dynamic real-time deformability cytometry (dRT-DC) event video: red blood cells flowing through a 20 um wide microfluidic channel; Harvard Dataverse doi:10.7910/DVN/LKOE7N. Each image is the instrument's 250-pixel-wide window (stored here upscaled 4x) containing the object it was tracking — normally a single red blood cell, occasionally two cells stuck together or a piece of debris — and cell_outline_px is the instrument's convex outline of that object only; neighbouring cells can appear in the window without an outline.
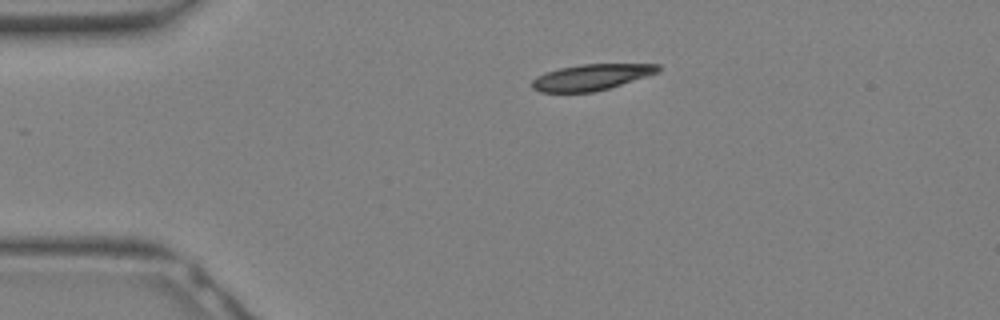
{"species": "Egyptian fruit bat (a non-hibernating species)", "species_latin": "Rousettus aegyptiacus", "temperature_condition": "warm", "stored_images_in_passage": 16, "camera_frame_rate_fps": 3000, "um_per_image_px": 0.085, "animal": {"sex": "female"}, "frame": {"image": 1, "passage_image": 1, "time_ms": 0.0, "image_size_px": [1000, 320], "cell_outline_px": [[660, 68], [656, 72], [608, 88], [592, 92], [540, 92], [532, 88], [532, 80], [536, 76], [544, 72], [560, 68], [580, 64], [660, 64]], "centroid_in_image_um": [50.17, 6.55], "position_along_channel_um": 34.8, "area_um2": 18.79}}
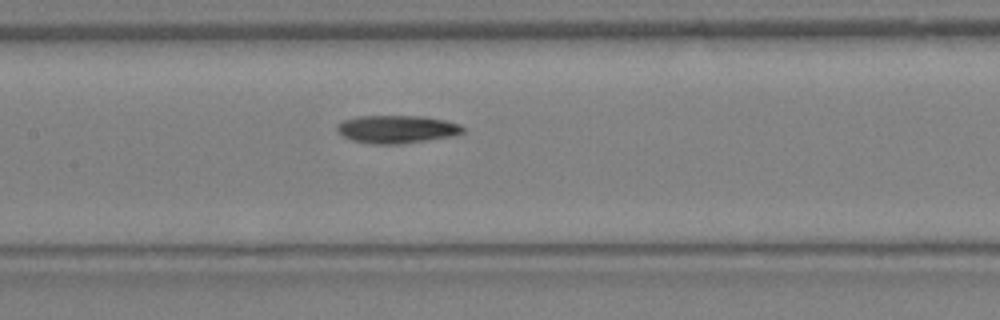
{"frame": {"image": 2, "passage_image": 10, "time_ms": 3.0, "image_size_px": [1000, 320], "cell_outline_px": [[464, 132], [452, 136], [400, 144], [372, 144], [352, 140], [344, 136], [336, 128], [344, 120], [360, 116], [420, 116], [444, 120], [460, 124], [464, 128]], "centroid_in_image_um": [33.76, 10.98], "position_along_channel_um": 173.6, "area_um2": 20.17}}
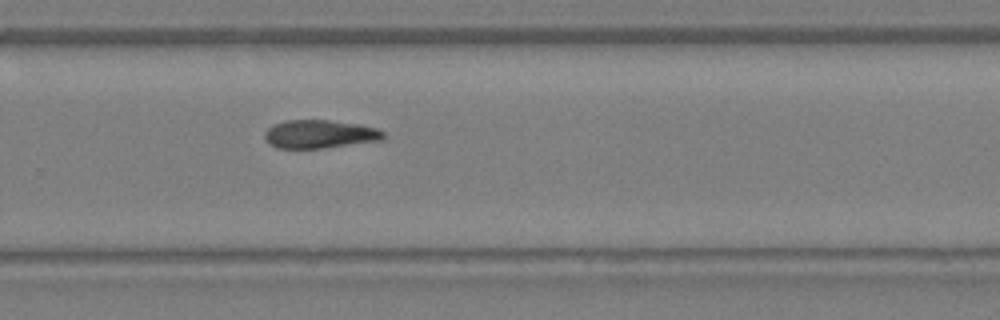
{"frame": {"image": 3, "passage_image": 16, "time_ms": 5.0, "image_size_px": [1000, 320], "cell_outline_px": [[388, 136], [380, 140], [320, 148], [276, 148], [268, 144], [264, 140], [264, 132], [268, 128], [284, 120], [328, 120], [360, 124], [376, 128], [384, 132]], "centroid_in_image_um": [27.14, 11.39], "position_along_channel_um": 302.7, "area_um2": 19.59}}